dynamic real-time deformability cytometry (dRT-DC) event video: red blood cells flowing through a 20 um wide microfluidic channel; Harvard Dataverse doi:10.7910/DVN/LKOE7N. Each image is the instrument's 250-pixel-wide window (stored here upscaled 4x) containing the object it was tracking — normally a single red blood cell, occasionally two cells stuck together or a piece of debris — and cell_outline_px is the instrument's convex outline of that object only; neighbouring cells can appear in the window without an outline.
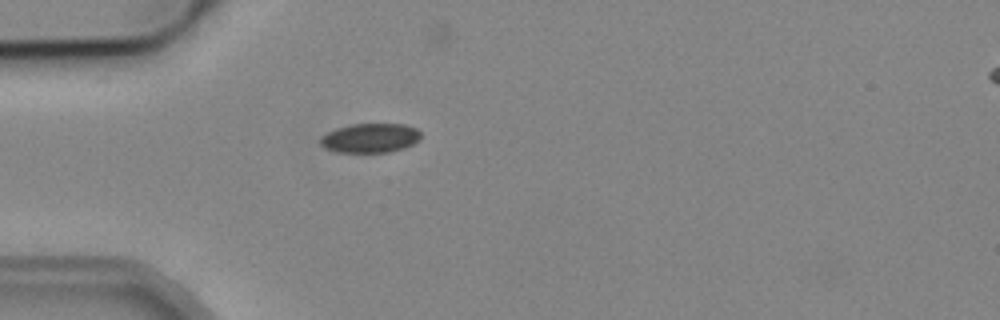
{"species": "common noctule bat (a hibernating species)", "species_latin": "Nyctalus noctula", "temperature_condition": "cold", "stored_images_in_passage": 2, "camera_frame_rate_fps": 3000, "um_per_image_px": 0.085, "animal": {"sex": "male", "body_mass_g": 19.2, "forearm_length_mm": 51.8}, "frame": {"image": 1, "passage_image": 1, "time_ms": 0.0, "image_size_px": [1000, 320], "cell_outline_px": [[420, 140], [404, 148], [388, 152], [336, 152], [324, 148], [320, 144], [320, 136], [336, 128], [352, 124], [404, 124], [416, 128], [420, 132]], "centroid_in_image_um": [31.45, 11.73], "position_along_channel_um": 53.5, "area_um2": 17.22}}